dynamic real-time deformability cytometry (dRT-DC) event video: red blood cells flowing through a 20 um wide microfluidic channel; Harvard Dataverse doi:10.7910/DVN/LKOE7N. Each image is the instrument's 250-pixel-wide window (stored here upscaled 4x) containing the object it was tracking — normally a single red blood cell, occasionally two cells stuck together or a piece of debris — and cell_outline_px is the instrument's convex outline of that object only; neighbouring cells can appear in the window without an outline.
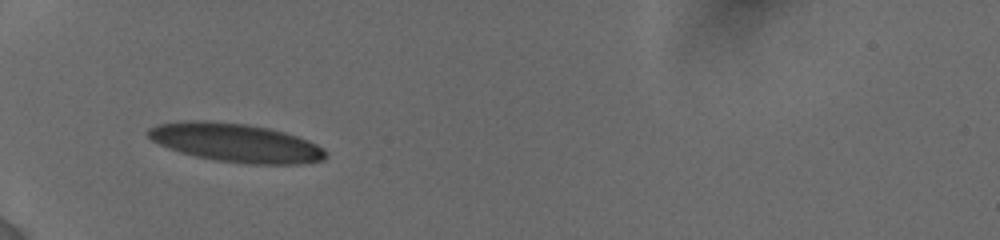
{"species": "human", "species_latin": "Homo sapiens", "temperature_condition": "cold", "stored_images_in_passage": 21, "camera_frame_rate_fps": 3000, "um_per_image_px": 0.085, "donor": {"sex": "female"}, "frame": {"image": 1, "passage_image": 1, "time_ms": 0.0, "image_size_px": [1000, 240], "cell_outline_px": [[328, 156], [324, 160], [304, 164], [244, 164], [216, 160], [196, 156], [180, 152], [168, 148], [152, 140], [148, 136], [148, 128], [160, 124], [184, 120], [204, 120], [244, 124], [268, 128], [284, 132], [308, 140], [324, 148], [328, 152]], "centroid_in_image_um": [20.08, 12.14], "position_along_channel_um": 64.9, "area_um2": 40.0}}
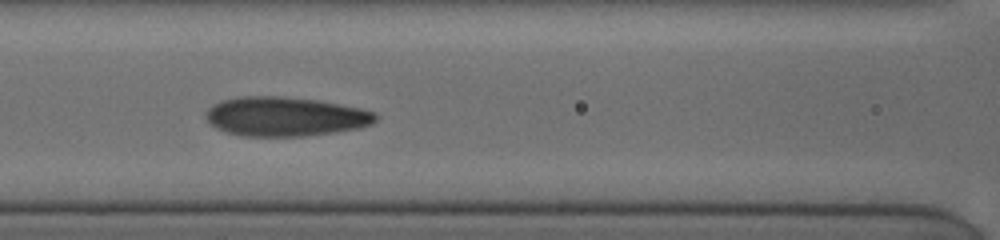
{"frame": {"image": 2, "passage_image": 14, "time_ms": 2.333, "image_size_px": [1000, 240], "cell_outline_px": [[380, 116], [372, 124], [360, 128], [336, 132], [304, 136], [244, 136], [224, 132], [208, 124], [204, 116], [204, 112], [212, 104], [220, 100], [236, 96], [284, 96], [316, 100], [360, 108], [376, 112]], "centroid_in_image_um": [24.2, 9.9], "position_along_channel_um": 142.4, "area_um2": 39.48}}
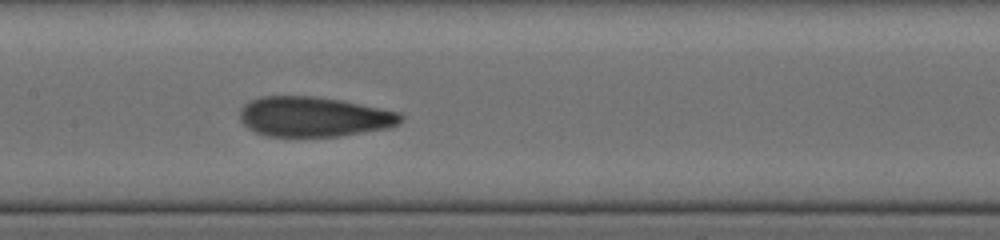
{"frame": {"image": 3, "passage_image": 20, "time_ms": 3.333, "image_size_px": [1000, 240], "cell_outline_px": [[404, 120], [388, 128], [340, 136], [268, 136], [256, 132], [248, 128], [240, 120], [240, 108], [244, 104], [260, 96], [312, 96], [340, 100], [400, 112], [404, 116]], "centroid_in_image_um": [26.67, 9.92], "position_along_channel_um": 180.7, "area_um2": 37.4}}